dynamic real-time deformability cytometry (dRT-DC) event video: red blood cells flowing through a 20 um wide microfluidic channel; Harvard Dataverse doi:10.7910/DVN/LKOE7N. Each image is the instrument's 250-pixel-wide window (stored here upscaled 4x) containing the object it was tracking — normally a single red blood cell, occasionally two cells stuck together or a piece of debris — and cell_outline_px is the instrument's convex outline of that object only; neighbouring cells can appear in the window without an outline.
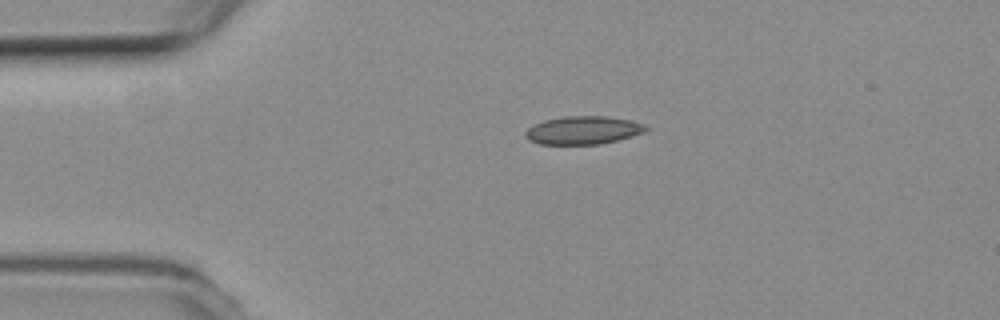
{"species": "common noctule bat (a hibernating species)", "species_latin": "Nyctalus noctula", "temperature_condition": "room temperature", "stored_images_in_passage": 44, "camera_frame_rate_fps": 3000, "um_per_image_px": 0.085, "animal": {"sex": "female", "body_mass_g": 19.3, "forearm_length_mm": 54.1}, "frame": {"image": 1, "passage_image": 1, "time_ms": 0.0, "image_size_px": [1000, 320], "cell_outline_px": [[648, 128], [644, 132], [632, 136], [616, 140], [596, 144], [540, 144], [528, 140], [524, 136], [524, 132], [528, 128], [544, 120], [564, 116], [604, 116], [632, 120], [644, 124]], "centroid_in_image_um": [49.55, 11.06], "position_along_channel_um": 35.5, "area_um2": 19.65}}
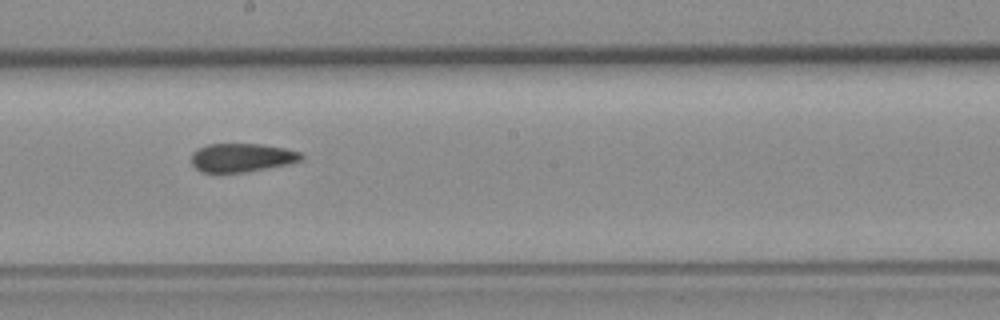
{"frame": {"image": 2, "passage_image": 19, "time_ms": 6.0, "image_size_px": [1000, 320], "cell_outline_px": [[304, 160], [288, 164], [268, 168], [244, 172], [216, 176], [200, 172], [192, 164], [192, 152], [208, 144], [260, 144], [284, 148], [300, 152], [304, 156]], "centroid_in_image_um": [20.51, 13.44], "position_along_channel_um": 227.7, "area_um2": 18.9}}
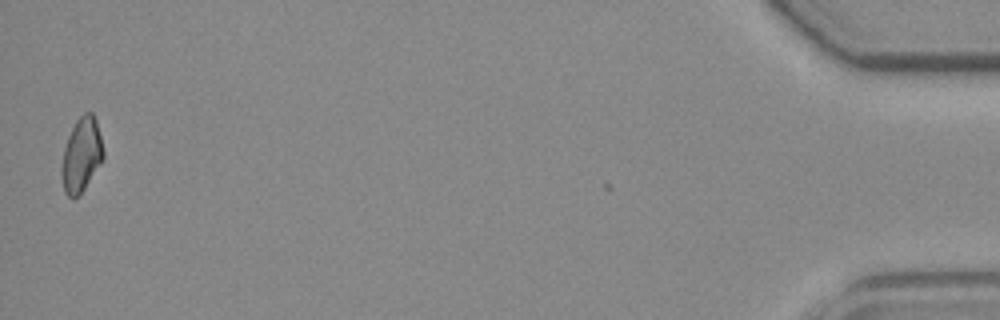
{"frame": {"image": 3, "passage_image": 43, "time_ms": 14.0, "image_size_px": [1000, 320], "cell_outline_px": [[104, 160], [84, 188], [72, 200], [64, 192], [60, 176], [60, 168], [64, 148], [68, 136], [76, 120], [84, 112], [92, 112], [96, 120], [104, 152]], "centroid_in_image_um": [6.9, 13.18], "position_along_channel_um": 428.3, "area_um2": 18.15}, "authors_computed_cell_mechanics": {"area_um2": 18.9873, "velocity_mm_per_s": 3.7744, "shape_relaxation_time_tau1_ms": null, "shape_relaxation_time_tau2_ms": 4.3505, "deformation_change_tau1": null, "deformation_change_tau2": 0.0961}}